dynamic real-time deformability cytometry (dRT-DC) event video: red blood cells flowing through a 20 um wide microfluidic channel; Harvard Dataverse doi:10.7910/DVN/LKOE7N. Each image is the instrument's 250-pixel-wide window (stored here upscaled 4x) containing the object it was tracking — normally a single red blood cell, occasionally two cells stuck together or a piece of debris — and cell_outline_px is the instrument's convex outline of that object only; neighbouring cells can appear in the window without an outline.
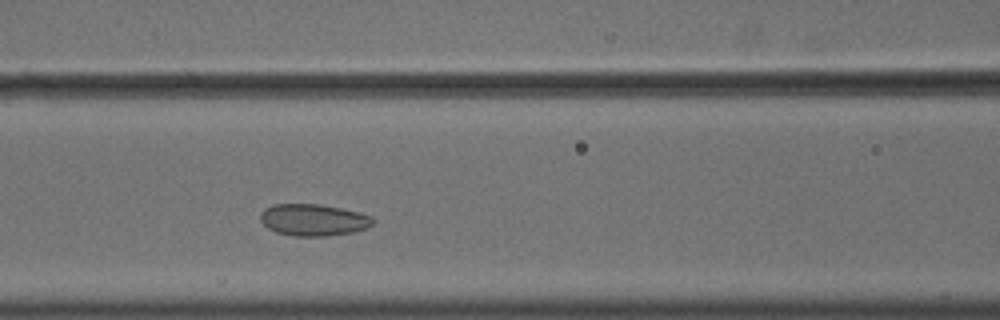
{"species": "common noctule bat (a hibernating species)", "species_latin": "Nyctalus noctula", "temperature_condition": "cold", "stored_images_in_passage": 37, "camera_frame_rate_fps": 3000, "um_per_image_px": 0.085, "animal": {"sex": "male", "body_mass_g": 18.8}, "frame": {"image": 1, "passage_image": 13, "time_ms": 4.0, "image_size_px": [1000, 320], "cell_outline_px": [[376, 220], [368, 228], [352, 232], [324, 236], [292, 236], [276, 232], [268, 228], [260, 220], [260, 212], [264, 208], [272, 204], [320, 204], [360, 212], [372, 216]], "centroid_in_image_um": [26.64, 18.68], "position_along_channel_um": 140.0, "area_um2": 21.04}}
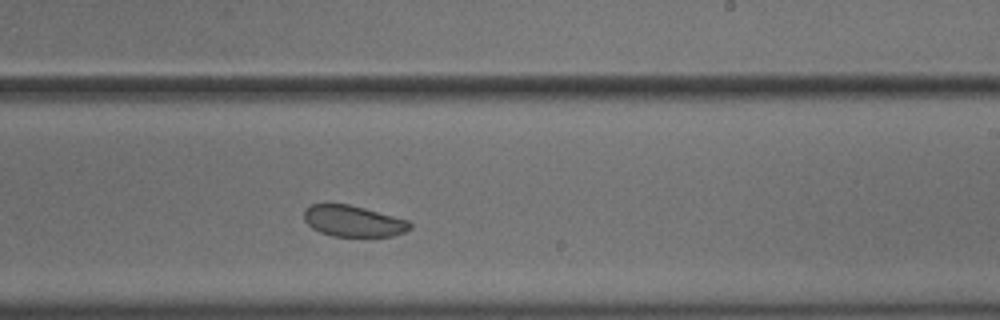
{"frame": {"image": 2, "passage_image": 23, "time_ms": 7.333, "image_size_px": [1000, 320], "cell_outline_px": [[412, 228], [404, 232], [392, 236], [332, 236], [320, 232], [312, 228], [304, 220], [304, 208], [312, 204], [348, 204], [364, 208], [408, 220], [412, 224]], "centroid_in_image_um": [30.02, 18.79], "position_along_channel_um": 259.0, "area_um2": 19.19}}
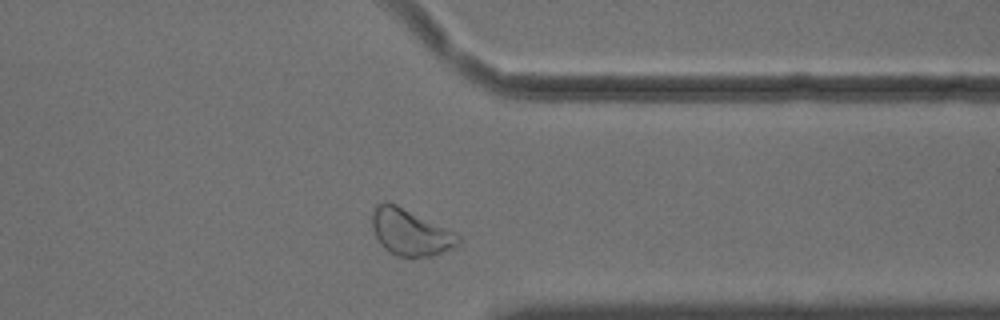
{"frame": {"image": 3, "passage_image": 33, "time_ms": 10.667, "image_size_px": [1000, 320], "cell_outline_px": [[460, 244], [452, 248], [432, 256], [396, 256], [388, 252], [380, 244], [372, 228], [372, 212], [376, 204], [384, 200], [396, 204], [456, 232], [460, 236]], "centroid_in_image_um": [34.86, 19.73], "position_along_channel_um": 376.5, "area_um2": 23.41}, "authors_computed_cell_mechanics": {"area_um2": 21.097, "velocity_mm_per_s": 3.5828, "shape_relaxation_time_tau1_ms": null, "shape_relaxation_time_tau2_ms": 2.988, "deformation_change_tau1": null, "deformation_change_tau2": 0.0715}}